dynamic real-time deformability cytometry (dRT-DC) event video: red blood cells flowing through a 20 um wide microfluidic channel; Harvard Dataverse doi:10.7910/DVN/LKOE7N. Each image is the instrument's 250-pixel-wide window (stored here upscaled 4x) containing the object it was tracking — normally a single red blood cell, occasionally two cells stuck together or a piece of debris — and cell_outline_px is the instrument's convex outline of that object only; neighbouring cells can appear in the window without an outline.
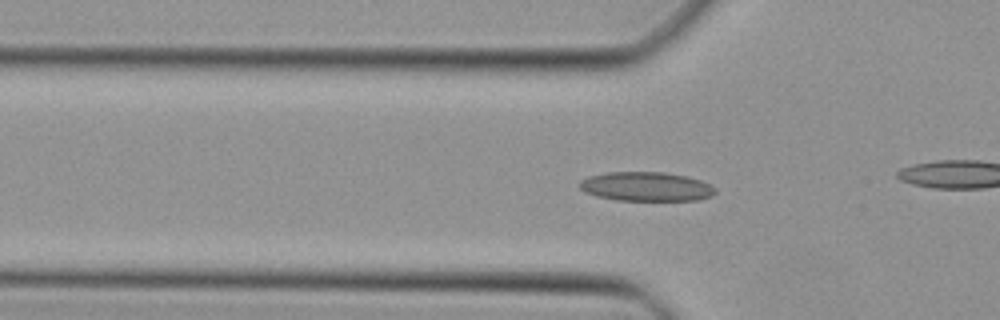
{"species": "Egyptian fruit bat (a non-hibernating species)", "species_latin": "Rousettus aegyptiacus", "temperature_condition": "cold", "stored_images_in_passage": 24, "camera_frame_rate_fps": 3000, "um_per_image_px": 0.085, "animal": {"sex": "female"}, "frame": {"image": 1, "passage_image": 2, "time_ms": 0.333, "image_size_px": [1000, 320], "cell_outline_px": [[716, 192], [712, 196], [696, 200], [616, 200], [596, 196], [584, 192], [576, 184], [580, 180], [588, 176], [608, 172], [664, 172], [688, 176], [700, 180], [716, 188]], "centroid_in_image_um": [54.89, 15.85], "position_along_channel_um": 70.9, "area_um2": 23.24}}
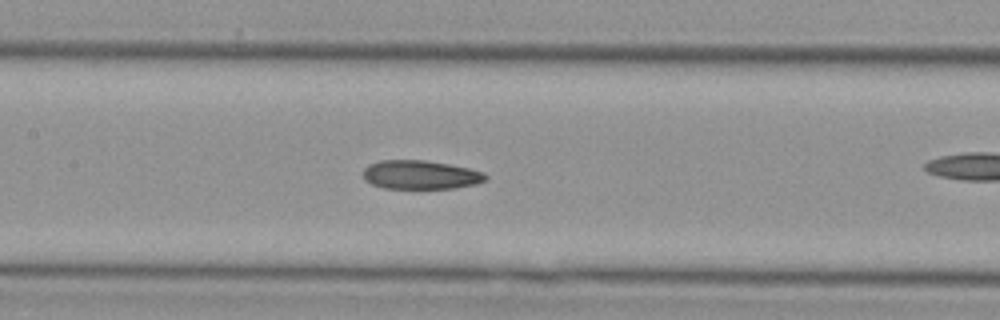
{"frame": {"image": 2, "passage_image": 9, "time_ms": 2.667, "image_size_px": [1000, 320], "cell_outline_px": [[488, 176], [484, 180], [476, 184], [456, 188], [384, 188], [372, 184], [364, 180], [364, 168], [368, 164], [380, 160], [424, 160], [448, 164], [468, 168], [484, 172]], "centroid_in_image_um": [35.73, 14.85], "position_along_channel_um": 171.7, "area_um2": 20.52}}
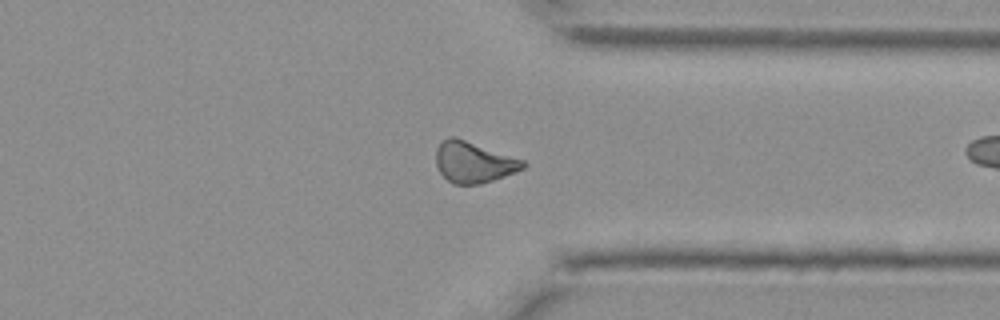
{"frame": {"image": 3, "passage_image": 23, "time_ms": 7.333, "image_size_px": [1000, 320], "cell_outline_px": [[528, 164], [524, 168], [516, 172], [480, 184], [452, 184], [440, 172], [436, 164], [436, 148], [448, 136], [456, 136], [524, 160]], "centroid_in_image_um": [40.26, 13.77], "position_along_channel_um": 371.1, "area_um2": 20.87}}